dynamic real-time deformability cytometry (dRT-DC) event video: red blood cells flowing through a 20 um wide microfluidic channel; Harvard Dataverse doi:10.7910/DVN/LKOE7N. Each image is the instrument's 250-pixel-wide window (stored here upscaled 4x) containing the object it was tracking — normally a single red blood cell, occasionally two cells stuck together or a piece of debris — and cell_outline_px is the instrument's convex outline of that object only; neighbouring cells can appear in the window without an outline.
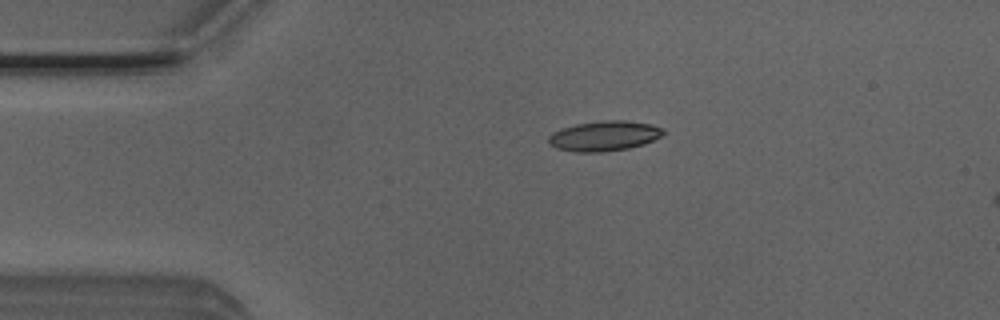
{"species": "Egyptian fruit bat (a non-hibernating species)", "species_latin": "Rousettus aegyptiacus", "temperature_condition": "room temperature", "stored_images_in_passage": 2, "camera_frame_rate_fps": 3000, "um_per_image_px": 0.085, "animal": {"sex": "male"}, "frame": {"image": 1, "passage_image": 1, "time_ms": 0.0, "image_size_px": [1000, 320], "cell_outline_px": [[668, 132], [644, 144], [628, 148], [604, 152], [576, 152], [556, 148], [548, 144], [548, 136], [552, 132], [576, 124], [604, 120], [624, 120], [652, 124], [664, 128]], "centroid_in_image_um": [51.37, 11.55], "position_along_channel_um": 33.6, "area_um2": 20.23}}